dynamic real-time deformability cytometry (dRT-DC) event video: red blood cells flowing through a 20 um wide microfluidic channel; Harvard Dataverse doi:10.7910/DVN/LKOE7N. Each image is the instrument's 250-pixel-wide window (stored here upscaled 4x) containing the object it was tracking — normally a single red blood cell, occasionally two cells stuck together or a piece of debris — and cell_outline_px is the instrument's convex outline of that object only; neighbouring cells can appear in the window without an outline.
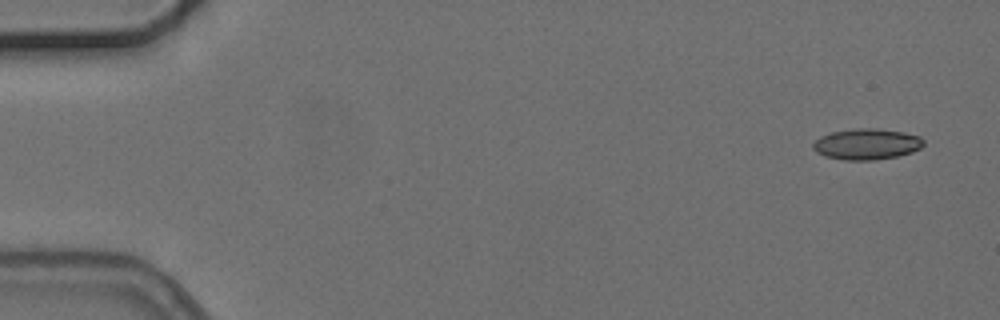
{"species": "common noctule bat (a hibernating species)", "species_latin": "Nyctalus noctula", "temperature_condition": "cold", "stored_images_in_passage": 6, "camera_frame_rate_fps": 3000, "um_per_image_px": 0.085, "animal": {"sex": "female", "body_mass_g": 24.6, "forearm_length_mm": 56.2}, "frame": {"image": 1, "passage_image": 1, "time_ms": 0.0, "image_size_px": [1000, 320], "cell_outline_px": [[924, 144], [920, 148], [912, 152], [896, 156], [876, 160], [844, 160], [824, 156], [816, 152], [812, 148], [812, 144], [820, 136], [832, 132], [856, 128], [876, 128], [904, 132], [920, 136], [924, 140]], "centroid_in_image_um": [73.66, 12.25], "position_along_channel_um": 11.3, "area_um2": 20.06}}